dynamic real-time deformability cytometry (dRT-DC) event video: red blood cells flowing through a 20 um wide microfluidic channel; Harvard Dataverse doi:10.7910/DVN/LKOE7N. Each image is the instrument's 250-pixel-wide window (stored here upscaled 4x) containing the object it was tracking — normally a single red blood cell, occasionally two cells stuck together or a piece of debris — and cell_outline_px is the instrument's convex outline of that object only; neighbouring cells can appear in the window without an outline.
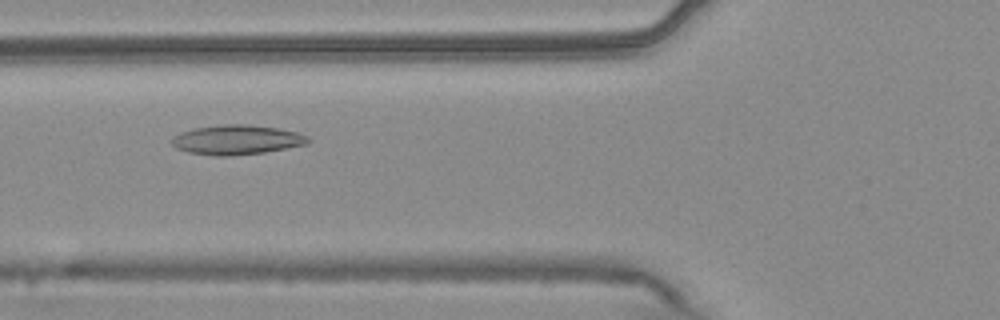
{"species": "common noctule bat (a hibernating species)", "species_latin": "Nyctalus noctula", "temperature_condition": "warm", "stored_images_in_passage": 53, "camera_frame_rate_fps": 3000, "um_per_image_px": 0.085, "animal": {"sex": "male", "body_mass_g": 20.4}, "frame": {"image": 1, "passage_image": 21, "time_ms": 6.667, "image_size_px": [1000, 320], "cell_outline_px": [[312, 140], [308, 144], [264, 152], [232, 156], [216, 156], [188, 152], [176, 148], [172, 144], [172, 136], [180, 132], [196, 128], [220, 124], [248, 124], [276, 128], [296, 132], [308, 136]], "centroid_in_image_um": [20.12, 11.88], "position_along_channel_um": 105.7, "area_um2": 23.58}}
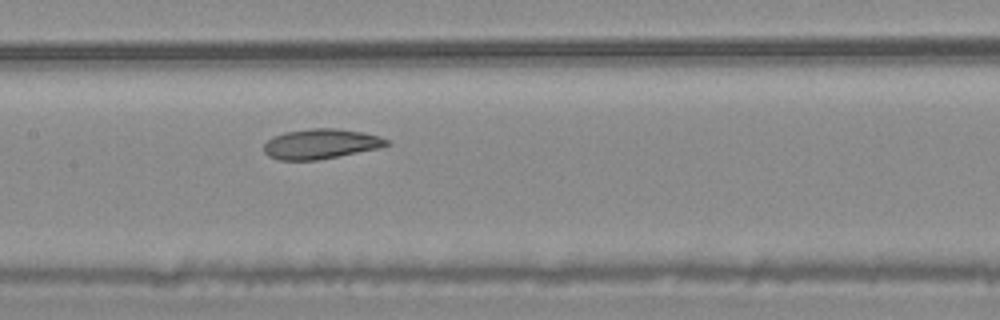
{"frame": {"image": 2, "passage_image": 27, "time_ms": 8.667, "image_size_px": [1000, 320], "cell_outline_px": [[392, 144], [380, 148], [316, 160], [280, 160], [268, 156], [264, 152], [264, 144], [272, 136], [284, 132], [312, 128], [336, 128], [364, 132], [380, 136], [388, 140]], "centroid_in_image_um": [27.28, 12.22], "position_along_channel_um": 180.1, "area_um2": 21.56}}
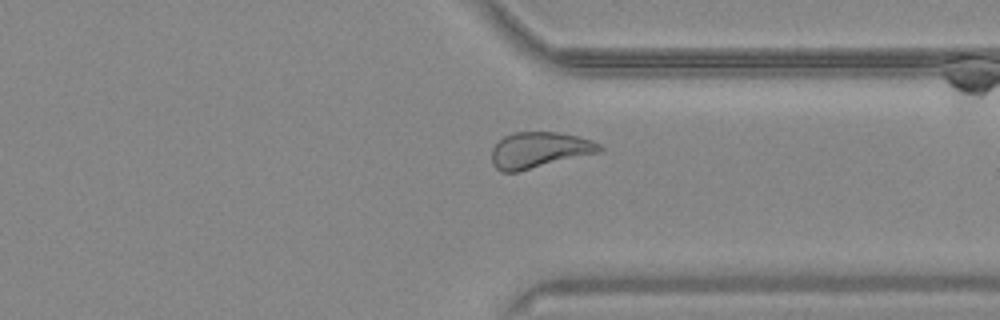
{"frame": {"image": 3, "passage_image": 42, "time_ms": 13.667, "image_size_px": [1000, 320], "cell_outline_px": [[604, 148], [600, 152], [516, 172], [500, 172], [492, 164], [492, 148], [504, 136], [516, 132], [556, 132], [576, 136], [592, 140], [600, 144]], "centroid_in_image_um": [45.83, 12.75], "position_along_channel_um": 365.6, "area_um2": 22.43}}